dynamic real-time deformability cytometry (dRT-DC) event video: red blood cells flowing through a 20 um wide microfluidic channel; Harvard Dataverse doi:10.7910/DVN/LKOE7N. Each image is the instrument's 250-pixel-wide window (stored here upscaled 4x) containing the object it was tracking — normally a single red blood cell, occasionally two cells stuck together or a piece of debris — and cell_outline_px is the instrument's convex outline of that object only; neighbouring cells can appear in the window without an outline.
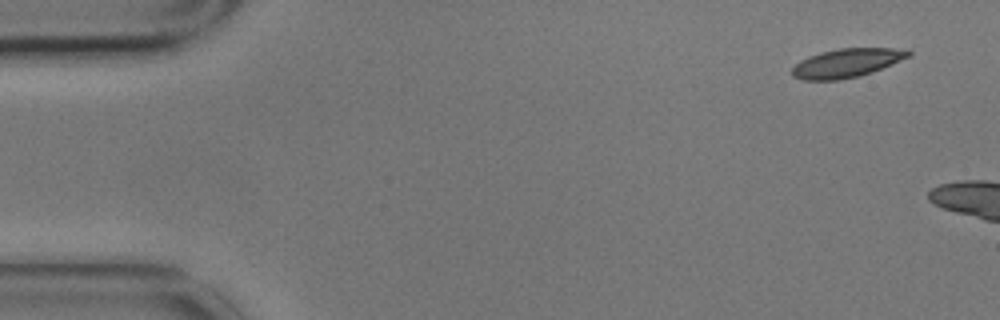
{"species": "common noctule bat (a hibernating species)", "species_latin": "Nyctalus noctula", "temperature_condition": "cold", "stored_images_in_passage": 3, "camera_frame_rate_fps": 3000, "um_per_image_px": 0.085, "animal": {"sex": "male", "body_mass_g": 17.9}, "frame": {"image": 1, "passage_image": 1, "time_ms": 0.0, "image_size_px": [1000, 320], "cell_outline_px": [[912, 56], [872, 72], [860, 76], [836, 80], [804, 80], [792, 76], [792, 68], [800, 60], [808, 56], [820, 52], [840, 48], [908, 48], [912, 52]], "centroid_in_image_um": [72.01, 5.34], "position_along_channel_um": 13.0, "area_um2": 19.71}}